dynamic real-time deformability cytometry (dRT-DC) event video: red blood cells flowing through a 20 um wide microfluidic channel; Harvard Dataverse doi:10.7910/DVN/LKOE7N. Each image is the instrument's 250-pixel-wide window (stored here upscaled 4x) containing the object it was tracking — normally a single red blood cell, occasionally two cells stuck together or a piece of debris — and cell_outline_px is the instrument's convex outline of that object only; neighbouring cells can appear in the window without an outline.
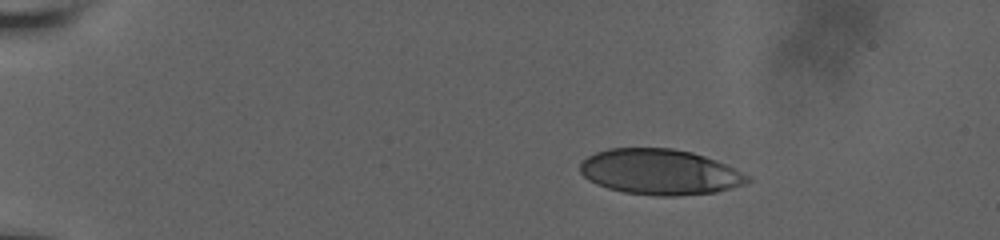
{"species": "human", "species_latin": "Homo sapiens", "temperature_condition": "room temperature", "stored_images_in_passage": 47, "camera_frame_rate_fps": 3000, "um_per_image_px": 0.085, "donor": {"sex": "male"}, "frame": {"image": 1, "passage_image": 1, "time_ms": 0.0, "image_size_px": [1000, 240], "cell_outline_px": [[752, 180], [744, 184], [716, 192], [676, 196], [660, 196], [624, 192], [608, 188], [596, 184], [588, 180], [580, 172], [580, 164], [588, 156], [596, 152], [608, 148], [672, 148], [692, 152], [716, 160], [748, 176]], "centroid_in_image_um": [56.06, 14.61], "position_along_channel_um": 28.9, "area_um2": 44.22}}
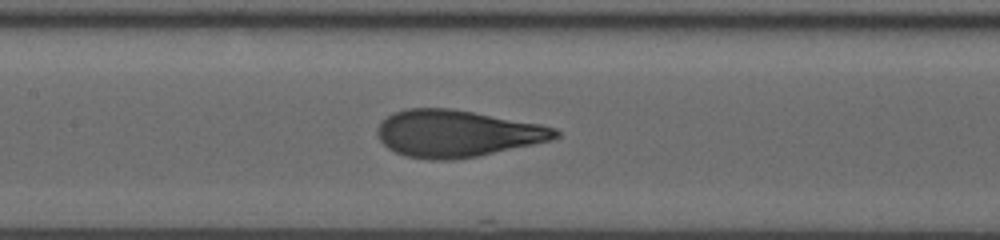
{"frame": {"image": 2, "passage_image": 20, "time_ms": 6.333, "image_size_px": [1000, 240], "cell_outline_px": [[560, 136], [552, 140], [476, 156], [452, 160], [428, 160], [404, 156], [388, 148], [380, 140], [376, 132], [376, 128], [388, 116], [396, 112], [408, 108], [452, 108], [540, 124], [556, 128], [560, 132]], "centroid_in_image_um": [38.83, 11.35], "position_along_channel_um": 168.6, "area_um2": 48.49}}
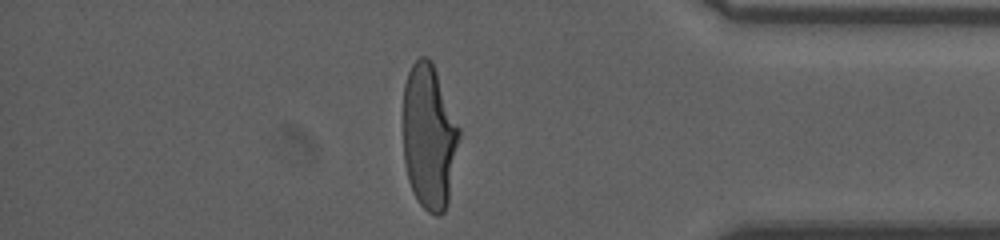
{"frame": {"image": 3, "passage_image": 40, "time_ms": 13.0, "image_size_px": [1000, 240], "cell_outline_px": [[460, 136], [448, 204], [444, 212], [440, 216], [436, 216], [428, 212], [416, 200], [412, 192], [408, 180], [404, 164], [404, 84], [408, 72], [412, 64], [420, 56], [428, 56], [432, 60], [460, 128]], "centroid_in_image_um": [36.48, 11.64], "position_along_channel_um": 398.7, "area_um2": 47.8}, "authors_computed_cell_mechanics": {"area_um2": 48.0896, "velocity_mm_per_s": 3.7878, "shape_relaxation_time_tau1_ms": 4.1462, "shape_relaxation_time_tau2_ms": null, "deformation_change_tau1": 0.2271, "deformation_change_tau2": null}}